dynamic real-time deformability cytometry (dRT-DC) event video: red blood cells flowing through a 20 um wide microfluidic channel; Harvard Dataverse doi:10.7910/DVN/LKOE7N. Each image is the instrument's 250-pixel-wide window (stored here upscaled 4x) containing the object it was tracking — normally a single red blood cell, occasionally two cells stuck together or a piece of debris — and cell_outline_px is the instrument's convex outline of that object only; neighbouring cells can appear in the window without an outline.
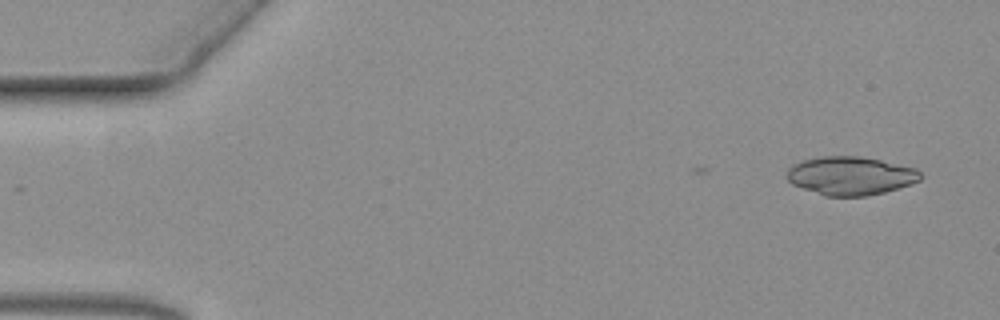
{"species": "common noctule bat (a hibernating species)", "species_latin": "Nyctalus noctula", "temperature_condition": "warm", "stored_images_in_passage": 3, "camera_frame_rate_fps": 3000, "um_per_image_px": 0.085, "animal": {"sex": "female", "body_mass_g": 19.3, "forearm_length_mm": 54.1}, "frame": {"image": 1, "passage_image": 3, "time_ms": 0.667, "image_size_px": [1000, 320], "cell_outline_px": [[924, 176], [920, 180], [884, 192], [868, 196], [824, 196], [792, 184], [784, 176], [788, 168], [792, 164], [804, 160], [824, 156], [860, 156], [880, 160], [916, 168]], "centroid_in_image_um": [72.26, 14.94], "position_along_channel_um": 12.7, "area_um2": 29.94}}